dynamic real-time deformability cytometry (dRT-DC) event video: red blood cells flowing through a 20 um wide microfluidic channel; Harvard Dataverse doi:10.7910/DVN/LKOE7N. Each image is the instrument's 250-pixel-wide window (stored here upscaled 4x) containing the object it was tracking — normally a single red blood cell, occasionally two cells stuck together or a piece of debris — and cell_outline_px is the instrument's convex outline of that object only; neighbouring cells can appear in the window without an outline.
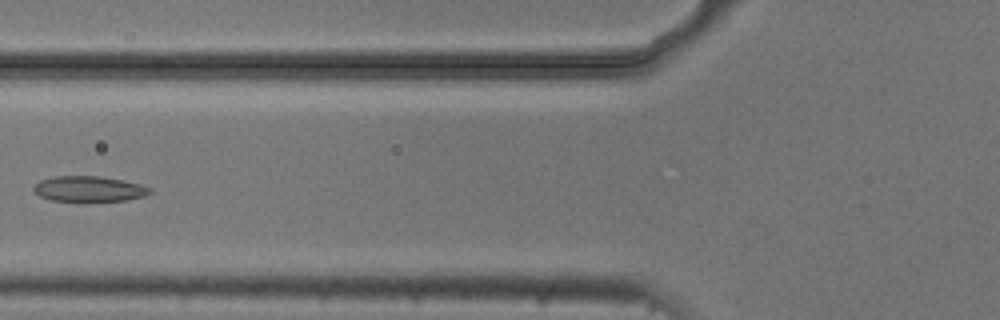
{"species": "common noctule bat (a hibernating species)", "species_latin": "Nyctalus noctula", "temperature_condition": "cold", "stored_images_in_passage": 2, "camera_frame_rate_fps": 3000, "um_per_image_px": 0.085, "animal": {"sex": "male", "body_mass_g": 20.5, "forearm_length_mm": 52.5}, "frame": {"image": 1, "passage_image": 2, "time_ms": 0.333, "image_size_px": [1000, 320], "cell_outline_px": [[152, 192], [144, 196], [128, 200], [52, 200], [40, 196], [32, 188], [40, 180], [56, 176], [100, 176], [124, 180], [140, 184], [152, 188]], "centroid_in_image_um": [7.61, 16.03], "position_along_channel_um": 118.2, "area_um2": 16.99}}